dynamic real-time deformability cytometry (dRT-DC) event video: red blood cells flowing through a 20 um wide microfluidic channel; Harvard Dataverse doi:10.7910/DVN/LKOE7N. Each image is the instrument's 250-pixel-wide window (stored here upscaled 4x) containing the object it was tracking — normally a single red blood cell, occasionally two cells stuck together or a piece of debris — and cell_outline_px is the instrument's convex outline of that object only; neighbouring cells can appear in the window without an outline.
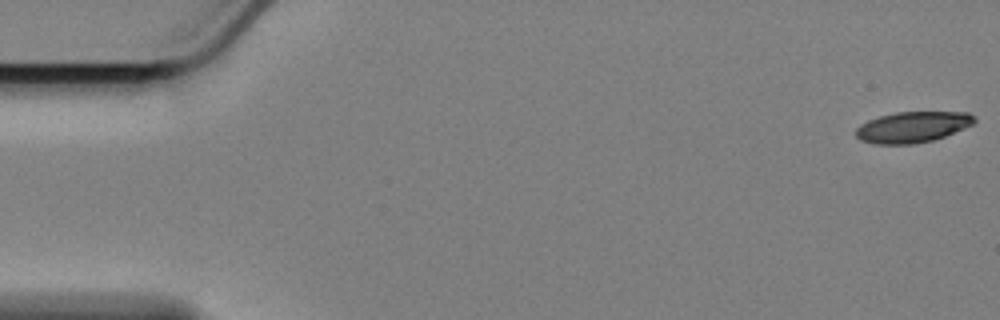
{"species": "Egyptian fruit bat (a non-hibernating species)", "species_latin": "Rousettus aegyptiacus", "temperature_condition": "cold", "stored_images_in_passage": 14, "camera_frame_rate_fps": 3000, "um_per_image_px": 0.085, "animal": {"sex": "female"}, "frame": {"image": 1, "passage_image": 1, "time_ms": 0.0, "image_size_px": [1000, 320], "cell_outline_px": [[976, 120], [972, 124], [964, 128], [944, 136], [932, 140], [912, 144], [872, 144], [860, 140], [856, 136], [856, 128], [860, 124], [868, 120], [880, 116], [896, 112], [968, 112], [976, 116]], "centroid_in_image_um": [77.55, 10.79], "position_along_channel_um": 7.5, "area_um2": 21.33}}
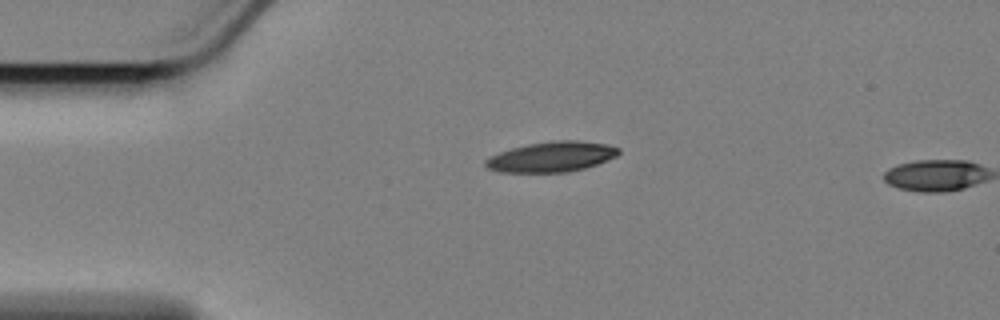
{"frame": {"image": 2, "passage_image": 13, "time_ms": 4.0, "image_size_px": [1000, 320], "cell_outline_px": [[620, 152], [616, 156], [596, 164], [584, 168], [568, 172], [496, 172], [488, 168], [484, 164], [484, 160], [500, 152], [512, 148], [528, 144], [556, 140], [576, 140], [604, 144], [620, 148]], "centroid_in_image_um": [46.86, 13.33], "position_along_channel_um": 38.1, "area_um2": 23.24}}